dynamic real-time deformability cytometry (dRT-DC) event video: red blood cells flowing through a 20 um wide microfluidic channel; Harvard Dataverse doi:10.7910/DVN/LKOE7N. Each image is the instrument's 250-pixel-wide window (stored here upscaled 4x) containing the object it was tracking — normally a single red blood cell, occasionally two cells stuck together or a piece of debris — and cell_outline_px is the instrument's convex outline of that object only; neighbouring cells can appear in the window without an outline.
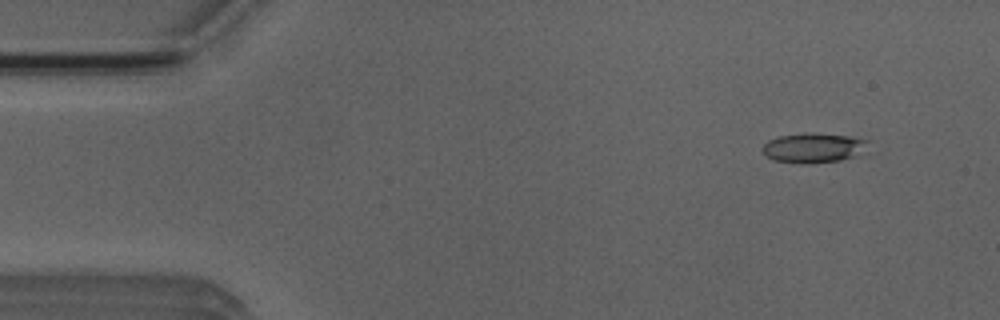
{"species": "Egyptian fruit bat (a non-hibernating species)", "species_latin": "Rousettus aegyptiacus", "temperature_condition": "room temperature", "stored_images_in_passage": 52, "camera_frame_rate_fps": 3000, "um_per_image_px": 0.085, "animal": {"sex": "male"}, "frame": {"image": 1, "passage_image": 5, "time_ms": 1.333, "image_size_px": [1000, 320], "cell_outline_px": [[868, 140], [856, 156], [840, 160], [772, 160], [764, 152], [764, 144], [768, 140], [776, 136], [804, 132], [812, 132], [848, 136]], "centroid_in_image_um": [69.11, 12.48], "position_along_channel_um": 15.9, "area_um2": 17.11}}
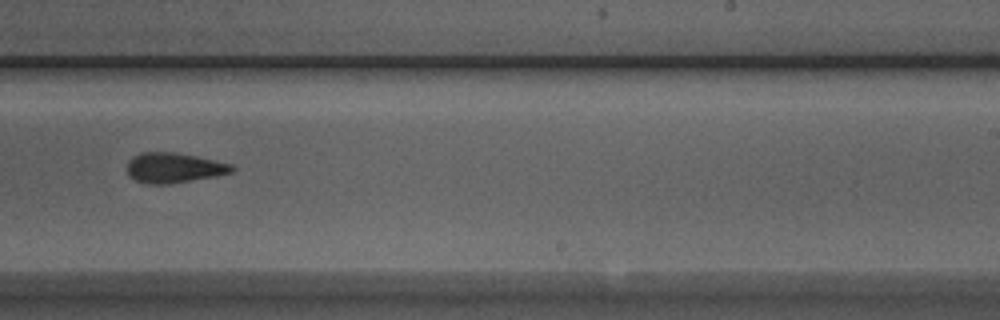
{"frame": {"image": 2, "passage_image": 32, "time_ms": 10.333, "image_size_px": [1000, 320], "cell_outline_px": [[236, 168], [232, 172], [216, 176], [168, 184], [148, 184], [136, 180], [128, 176], [128, 160], [132, 156], [140, 152], [172, 152], [196, 156], [232, 164]], "centroid_in_image_um": [14.77, 14.26], "position_along_channel_um": 274.2, "area_um2": 18.38}}
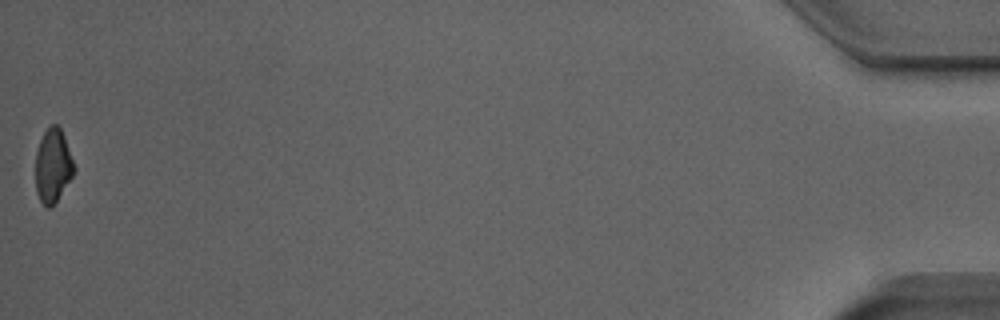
{"frame": {"image": 3, "passage_image": 52, "time_ms": 17.0, "image_size_px": [1000, 320], "cell_outline_px": [[76, 168], [72, 176], [56, 200], [48, 208], [40, 200], [36, 192], [36, 152], [40, 140], [48, 124], [56, 124], [60, 128], [64, 136]], "centroid_in_image_um": [4.49, 14.03], "position_along_channel_um": 430.7, "area_um2": 16.3}, "authors_computed_cell_mechanics": {"area_um2": 18.0336, "velocity_mm_per_s": 3.9422, "shape_relaxation_time_tau1_ms": 7.5977, "shape_relaxation_time_tau2_ms": 4.9894, "deformation_change_tau1": 0.1779, "deformation_change_tau2": 0.1439}}